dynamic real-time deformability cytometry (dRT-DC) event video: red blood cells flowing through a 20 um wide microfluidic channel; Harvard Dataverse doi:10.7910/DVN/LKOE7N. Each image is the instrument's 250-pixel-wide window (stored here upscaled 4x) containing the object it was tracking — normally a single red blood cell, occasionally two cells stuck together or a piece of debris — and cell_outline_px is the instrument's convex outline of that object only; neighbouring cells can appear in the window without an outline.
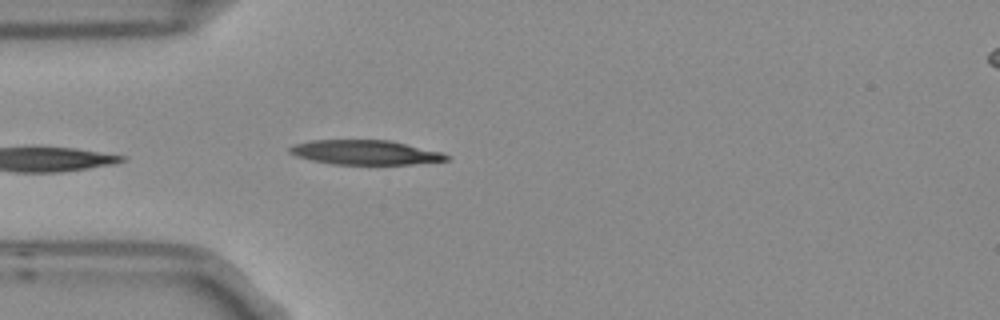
{"species": "Egyptian fruit bat (a non-hibernating species)", "species_latin": "Rousettus aegyptiacus", "temperature_condition": "room temperature", "stored_images_in_passage": 4, "camera_frame_rate_fps": 3000, "um_per_image_px": 0.085, "frame": {"image": 1, "passage_image": 4, "time_ms": 1.0, "image_size_px": [1000, 320], "cell_outline_px": [[448, 160], [412, 164], [332, 164], [312, 160], [296, 156], [288, 152], [288, 148], [292, 144], [312, 140], [388, 140], [440, 152], [448, 156]], "centroid_in_image_um": [30.96, 12.95], "position_along_channel_um": 54.0, "area_um2": 22.14}}